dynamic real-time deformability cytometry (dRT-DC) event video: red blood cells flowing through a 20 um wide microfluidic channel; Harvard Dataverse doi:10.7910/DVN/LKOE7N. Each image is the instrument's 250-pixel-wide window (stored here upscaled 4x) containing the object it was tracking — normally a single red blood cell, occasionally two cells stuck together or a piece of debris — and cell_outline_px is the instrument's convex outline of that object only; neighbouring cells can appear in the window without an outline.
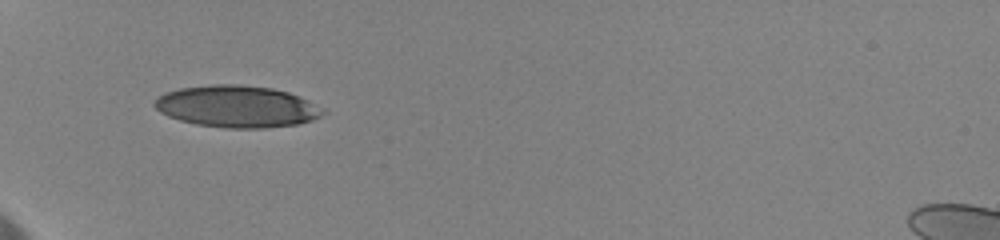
{"species": "human", "species_latin": "Homo sapiens", "temperature_condition": "cold", "stored_images_in_passage": 6, "camera_frame_rate_fps": 3000, "um_per_image_px": 0.085, "donor": {"sex": "female"}, "frame": {"image": 1, "passage_image": 3, "time_ms": 1.667, "image_size_px": [1000, 240], "cell_outline_px": [[328, 112], [312, 120], [296, 124], [264, 128], [224, 128], [196, 124], [180, 120], [168, 116], [160, 112], [152, 104], [164, 92], [180, 88], [212, 84], [240, 84], [272, 88], [288, 92], [300, 96], [324, 108]], "centroid_in_image_um": [20.16, 9.05], "position_along_channel_um": 64.8, "area_um2": 41.21}}
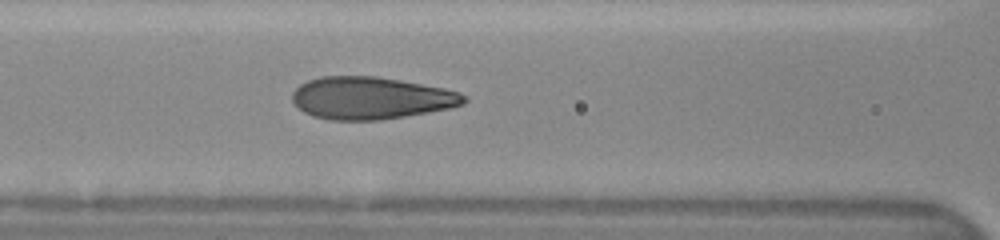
{"frame": {"image": 2, "passage_image": 6, "time_ms": 4.0, "image_size_px": [1000, 240], "cell_outline_px": [[468, 100], [464, 104], [452, 108], [380, 120], [328, 120], [312, 116], [304, 112], [292, 100], [292, 92], [300, 84], [308, 80], [320, 76], [376, 76], [400, 80], [444, 88], [460, 92], [468, 96]], "centroid_in_image_um": [31.55, 8.33], "position_along_channel_um": 135.1, "area_um2": 42.54}}